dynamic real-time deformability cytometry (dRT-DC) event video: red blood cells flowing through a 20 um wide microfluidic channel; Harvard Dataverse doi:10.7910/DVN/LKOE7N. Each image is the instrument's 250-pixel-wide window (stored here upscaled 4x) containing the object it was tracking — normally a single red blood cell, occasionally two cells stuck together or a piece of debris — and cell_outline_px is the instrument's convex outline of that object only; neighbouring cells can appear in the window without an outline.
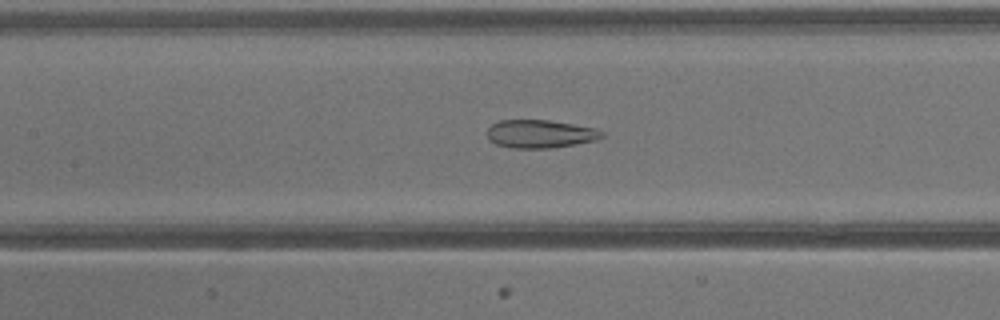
{"species": "common noctule bat (a hibernating species)", "species_latin": "Nyctalus noctula", "temperature_condition": "warm", "stored_images_in_passage": 36, "camera_frame_rate_fps": 3000, "um_per_image_px": 0.085, "animal": {"sex": "male", "body_mass_g": 13.3}, "frame": {"image": 1, "passage_image": 15, "time_ms": 4.667, "image_size_px": [1000, 320], "cell_outline_px": [[604, 136], [596, 140], [552, 148], [512, 148], [496, 144], [488, 140], [488, 128], [492, 124], [500, 120], [548, 120], [596, 128], [604, 132]], "centroid_in_image_um": [45.91, 11.38], "position_along_channel_um": 161.5, "area_um2": 18.79}}
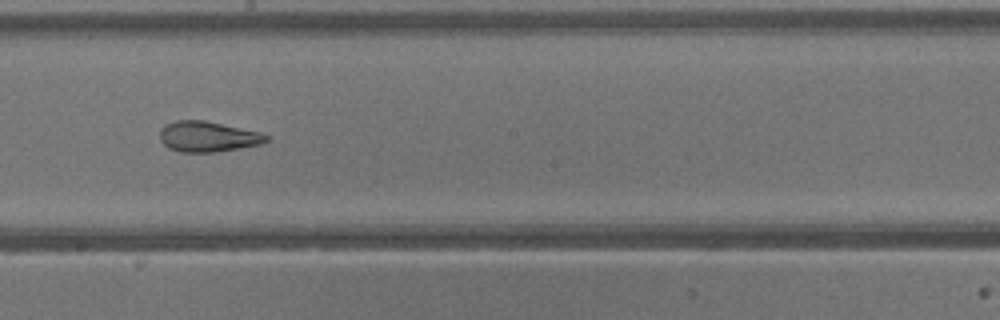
{"frame": {"image": 2, "passage_image": 19, "time_ms": 6.0, "image_size_px": [1000, 320], "cell_outline_px": [[272, 140], [264, 144], [216, 152], [180, 152], [168, 148], [160, 140], [160, 128], [164, 124], [176, 120], [204, 120], [260, 132], [272, 136]], "centroid_in_image_um": [17.71, 11.61], "position_along_channel_um": 230.5, "area_um2": 19.31}}
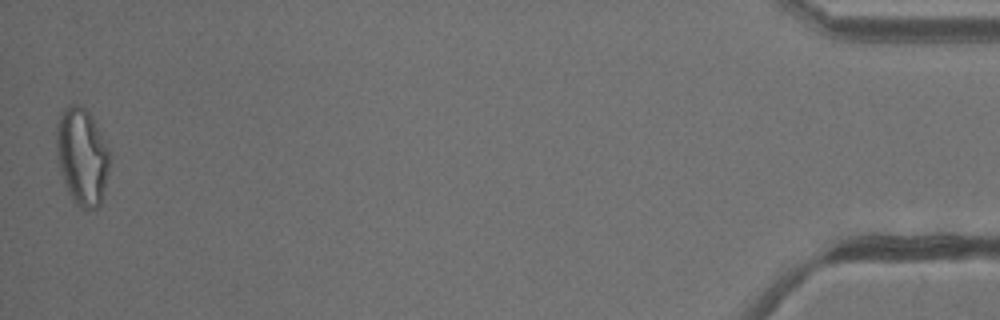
{"frame": {"image": 3, "passage_image": 36, "time_ms": 11.667, "image_size_px": [1000, 320], "cell_outline_px": [[112, 156], [100, 204], [96, 208], [80, 208], [72, 200], [68, 192], [60, 172], [56, 152], [56, 128], [60, 112], [68, 104], [80, 104], [92, 116]], "centroid_in_image_um": [6.96, 13.27], "position_along_channel_um": 428.2, "area_um2": 30.35}}